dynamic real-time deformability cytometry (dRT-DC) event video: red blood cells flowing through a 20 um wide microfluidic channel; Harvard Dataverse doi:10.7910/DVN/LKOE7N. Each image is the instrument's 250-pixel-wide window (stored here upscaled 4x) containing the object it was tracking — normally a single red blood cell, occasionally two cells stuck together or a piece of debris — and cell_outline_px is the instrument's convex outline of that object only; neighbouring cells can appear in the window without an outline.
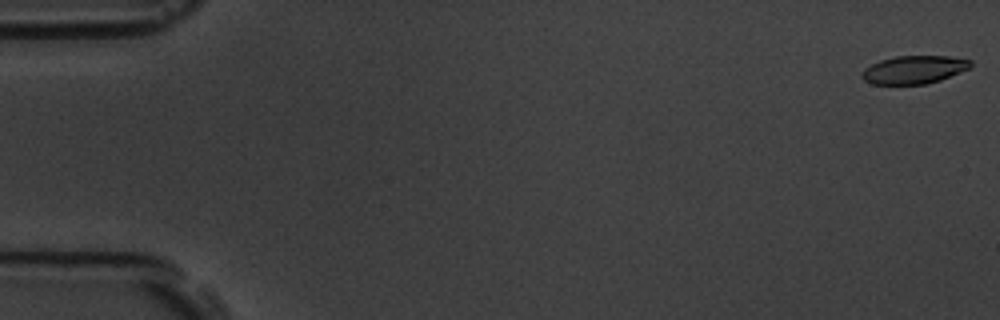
{"species": "common noctule bat (a hibernating species)", "species_latin": "Nyctalus noctula", "temperature_condition": "room temperature", "stored_images_in_passage": 57, "camera_frame_rate_fps": 3000, "um_per_image_px": 0.085, "animal": {"sex": "male", "body_mass_g": 19.5, "forearm_length_mm": 54.6}, "frame": {"image": 1, "passage_image": 1, "time_ms": 0.0, "image_size_px": [1000, 320], "cell_outline_px": [[972, 64], [968, 68], [940, 80], [924, 84], [872, 84], [864, 80], [860, 76], [860, 72], [864, 68], [880, 60], [896, 56], [948, 56], [972, 60]], "centroid_in_image_um": [77.64, 5.92], "position_along_channel_um": 7.4, "area_um2": 17.69}}
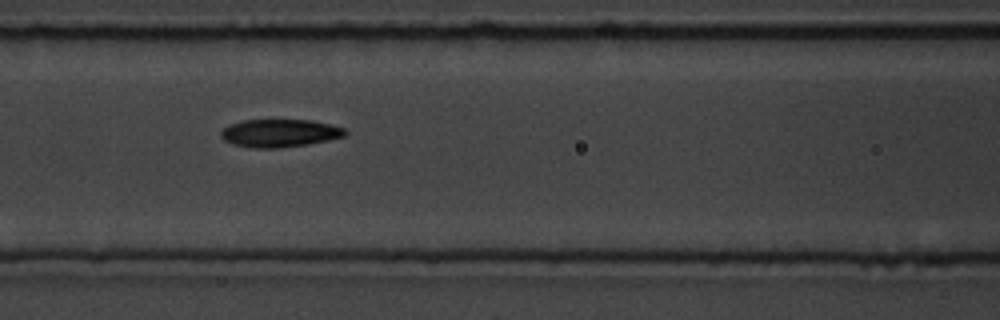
{"frame": {"image": 2, "passage_image": 25, "time_ms": 8.0, "image_size_px": [1000, 320], "cell_outline_px": [[348, 132], [344, 136], [328, 140], [308, 144], [280, 148], [252, 148], [232, 144], [224, 140], [220, 136], [220, 132], [228, 124], [244, 120], [312, 120], [344, 128]], "centroid_in_image_um": [23.74, 11.32], "position_along_channel_um": 142.9, "area_um2": 20.23}}
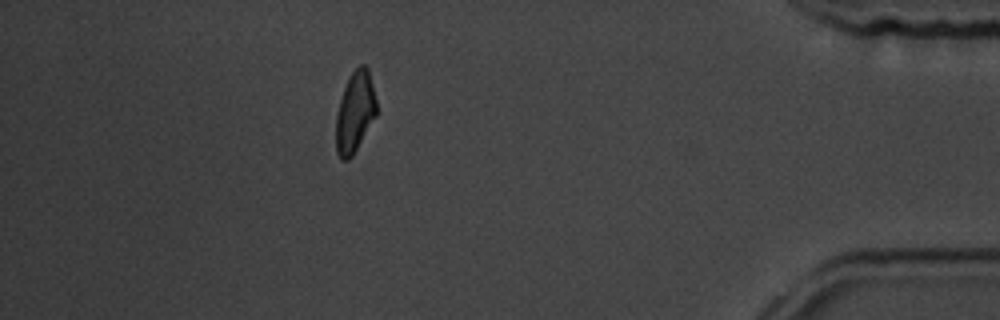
{"frame": {"image": 3, "passage_image": 51, "time_ms": 16.667, "image_size_px": [1000, 320], "cell_outline_px": [[376, 116], [352, 156], [348, 160], [340, 160], [336, 152], [336, 116], [340, 100], [344, 88], [352, 72], [360, 64], [364, 64], [368, 68], [376, 100]], "centroid_in_image_um": [30.16, 9.55], "position_along_channel_um": 405.0, "area_um2": 18.9}, "authors_computed_cell_mechanics": {"area_um2": 19.7676, "velocity_mm_per_s": 3.5751, "shape_relaxation_time_tau1_ms": 2.7165, "shape_relaxation_time_tau2_ms": 3.6922, "deformation_change_tau1": 0.1277, "deformation_change_tau2": 0.0887}}